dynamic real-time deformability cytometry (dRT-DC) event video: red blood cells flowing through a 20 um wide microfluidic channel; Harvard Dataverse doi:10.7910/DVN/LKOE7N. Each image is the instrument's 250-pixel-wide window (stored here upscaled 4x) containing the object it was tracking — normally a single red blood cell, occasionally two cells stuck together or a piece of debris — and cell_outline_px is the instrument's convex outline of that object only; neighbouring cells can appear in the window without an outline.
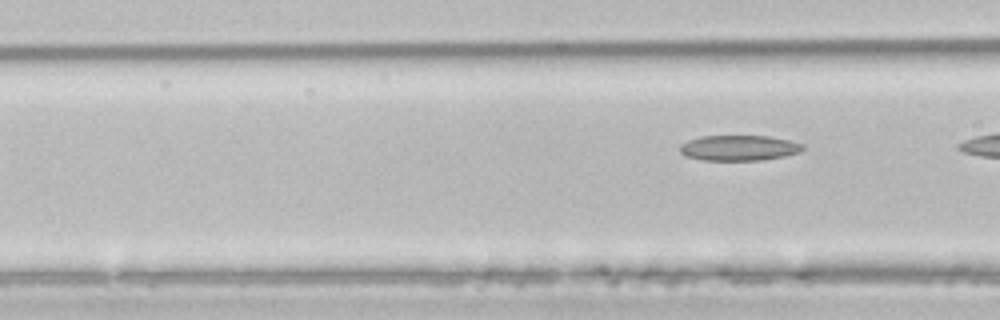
{"species": "common noctule bat (a hibernating species)", "species_latin": "Nyctalus noctula", "temperature_condition": "room temperature", "stored_images_in_passage": 3, "segment_of_instrument_passage": [2, 2], "camera_frame_rate_fps": 3000, "um_per_image_px": 0.085, "animal": {"sex": "male", "body_mass_g": 21.5, "forearm_length_mm": 52.0}, "frame": {"image": 1, "passage_image": 3, "time_ms": 0.667, "image_size_px": [1000, 320], "cell_outline_px": [[804, 148], [800, 152], [784, 156], [760, 160], [704, 160], [684, 156], [680, 152], [680, 144], [688, 140], [700, 136], [768, 136], [788, 140], [804, 144]], "centroid_in_image_um": [62.79, 12.57], "position_along_channel_um": 103.8, "area_um2": 18.21}}